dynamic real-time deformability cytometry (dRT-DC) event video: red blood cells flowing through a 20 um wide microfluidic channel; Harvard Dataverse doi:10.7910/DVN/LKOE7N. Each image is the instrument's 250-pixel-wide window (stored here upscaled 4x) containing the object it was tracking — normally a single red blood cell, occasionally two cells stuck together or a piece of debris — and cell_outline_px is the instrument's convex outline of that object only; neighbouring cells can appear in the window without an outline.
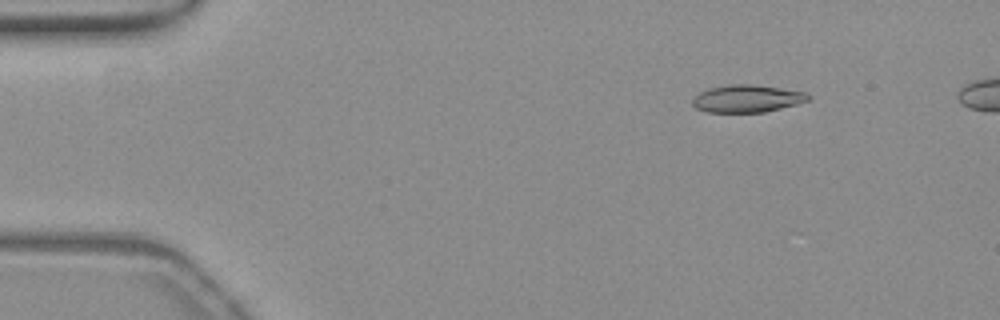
{"species": "common noctule bat (a hibernating species)", "species_latin": "Nyctalus noctula", "temperature_condition": "warm", "stored_images_in_passage": 22, "camera_frame_rate_fps": 3000, "um_per_image_px": 0.085, "animal": {"sex": "female", "body_mass_g": 19.3, "forearm_length_mm": 54.1}, "frame": {"image": 1, "passage_image": 3, "time_ms": 0.667, "image_size_px": [1000, 320], "cell_outline_px": [[812, 96], [808, 100], [796, 104], [764, 112], [708, 112], [696, 108], [692, 104], [692, 96], [708, 88], [728, 84], [752, 84], [808, 92]], "centroid_in_image_um": [63.48, 8.37], "position_along_channel_um": 21.5, "area_um2": 18.61}}
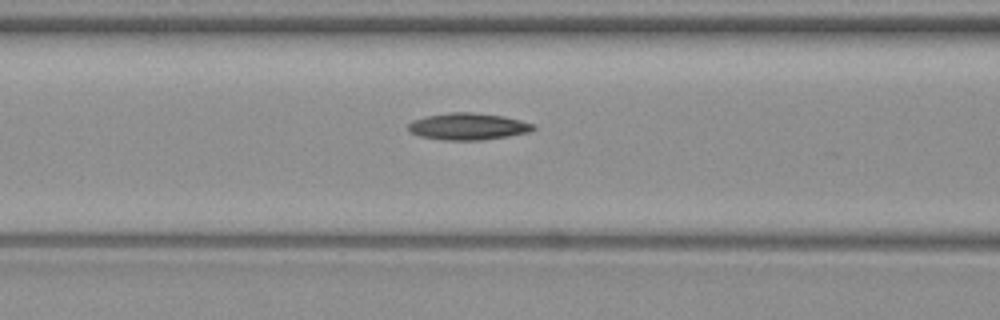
{"frame": {"image": 2, "passage_image": 18, "time_ms": 5.667, "image_size_px": [1000, 320], "cell_outline_px": [[536, 128], [532, 132], [484, 140], [440, 140], [420, 136], [408, 132], [408, 124], [412, 120], [424, 116], [448, 112], [472, 112], [504, 116], [520, 120], [532, 124]], "centroid_in_image_um": [39.75, 10.75], "position_along_channel_um": 126.8, "area_um2": 19.83}}
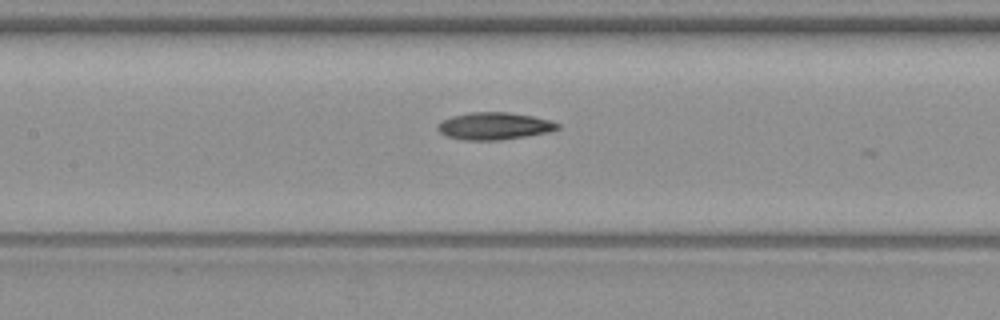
{"frame": {"image": 3, "passage_image": 21, "time_ms": 6.667, "image_size_px": [1000, 320], "cell_outline_px": [[560, 128], [548, 132], [500, 140], [464, 140], [448, 136], [440, 132], [436, 128], [436, 124], [440, 120], [452, 116], [468, 112], [508, 112], [532, 116], [548, 120], [560, 124]], "centroid_in_image_um": [41.96, 10.7], "position_along_channel_um": 165.4, "area_um2": 19.02}}